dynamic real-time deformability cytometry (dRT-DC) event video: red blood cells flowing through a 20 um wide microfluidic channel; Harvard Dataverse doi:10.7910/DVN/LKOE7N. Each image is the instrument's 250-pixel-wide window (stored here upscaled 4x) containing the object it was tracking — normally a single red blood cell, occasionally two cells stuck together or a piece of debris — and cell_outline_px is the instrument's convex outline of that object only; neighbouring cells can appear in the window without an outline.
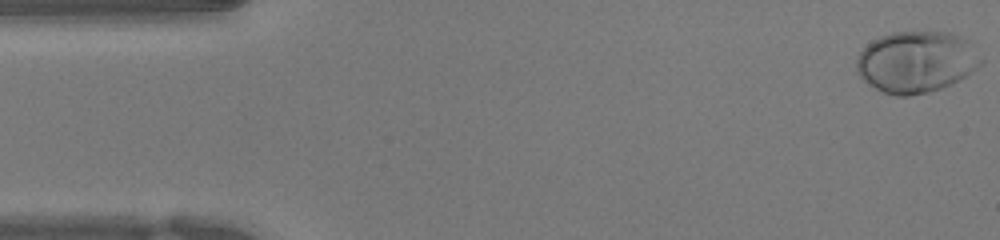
{"species": "human", "species_latin": "Homo sapiens", "temperature_condition": "warm", "stored_images_in_passage": 51, "camera_frame_rate_fps": 3000, "um_per_image_px": 0.085, "donor": {"sex": "female"}, "frame": {"image": 1, "passage_image": 1, "time_ms": 0.0, "image_size_px": [1000, 240], "cell_outline_px": [[984, 64], [952, 84], [928, 92], [908, 96], [896, 96], [884, 92], [868, 84], [856, 72], [856, 60], [860, 52], [872, 40], [880, 36], [892, 32], [952, 32], [968, 40], [984, 60]], "centroid_in_image_um": [77.9, 5.25], "position_along_channel_um": 7.1, "area_um2": 44.8}}
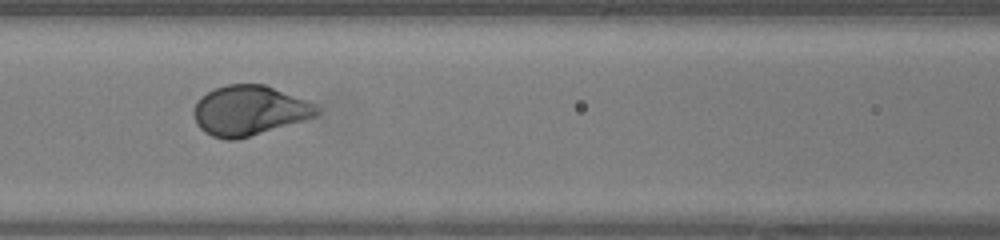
{"frame": {"image": 2, "passage_image": 21, "time_ms": 6.667, "image_size_px": [1000, 240], "cell_outline_px": [[320, 116], [236, 140], [224, 140], [212, 136], [204, 132], [196, 124], [192, 112], [192, 108], [200, 96], [216, 88], [228, 84], [264, 84], [316, 104], [320, 108]], "centroid_in_image_um": [21.18, 9.41], "position_along_channel_um": 145.4, "area_um2": 36.13}}
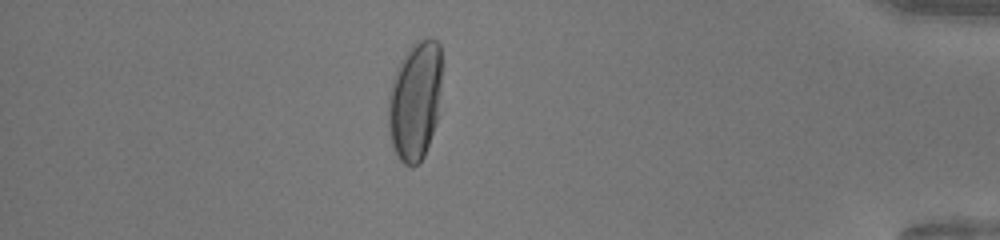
{"frame": {"image": 3, "passage_image": 44, "time_ms": 14.333, "image_size_px": [1000, 240], "cell_outline_px": [[440, 88], [436, 124], [424, 156], [412, 168], [404, 164], [396, 156], [392, 148], [388, 132], [388, 100], [392, 80], [400, 60], [408, 48], [412, 44], [428, 36], [432, 36], [440, 44]], "centroid_in_image_um": [35.25, 8.57], "position_along_channel_um": 399.9, "area_um2": 37.45}, "authors_computed_cell_mechanics": {"area_um2": 36.2406, "velocity_mm_per_s": 3.9502, "shape_relaxation_time_tau1_ms": 2.7646, "shape_relaxation_time_tau2_ms": null, "deformation_change_tau1": 0.1998, "deformation_change_tau2": null}}